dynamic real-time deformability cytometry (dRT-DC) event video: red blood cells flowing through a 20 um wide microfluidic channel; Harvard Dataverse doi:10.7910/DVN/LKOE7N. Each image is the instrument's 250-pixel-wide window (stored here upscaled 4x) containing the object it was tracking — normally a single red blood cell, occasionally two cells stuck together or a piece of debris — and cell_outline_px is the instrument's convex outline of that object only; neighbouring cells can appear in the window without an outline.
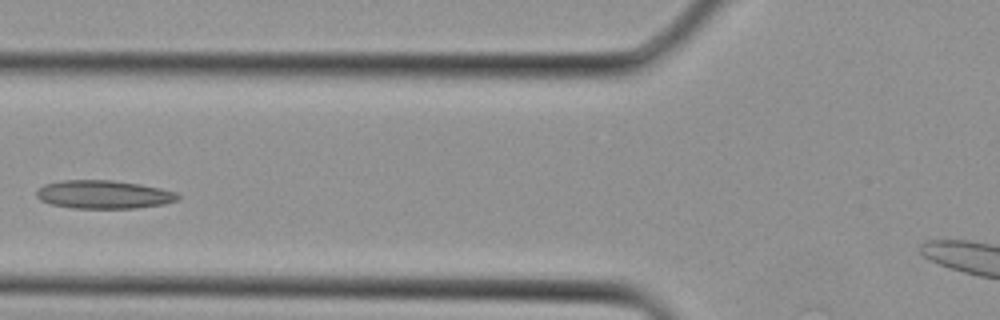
{"species": "Egyptian fruit bat (a non-hibernating species)", "species_latin": "Rousettus aegyptiacus", "temperature_condition": "cold", "stored_images_in_passage": 4, "segment_of_instrument_passage": [1, 2], "camera_frame_rate_fps": 3000, "um_per_image_px": 0.085, "animal": {"sex": "female"}, "frame": {"image": 1, "passage_image": 3, "time_ms": 0.667, "image_size_px": [1000, 320], "cell_outline_px": [[180, 200], [164, 204], [136, 208], [72, 208], [52, 204], [40, 200], [36, 196], [36, 192], [44, 184], [64, 180], [112, 180], [140, 184], [160, 188], [176, 192], [180, 196]], "centroid_in_image_um": [8.84, 16.53], "position_along_channel_um": 117.0, "area_um2": 23.35}}